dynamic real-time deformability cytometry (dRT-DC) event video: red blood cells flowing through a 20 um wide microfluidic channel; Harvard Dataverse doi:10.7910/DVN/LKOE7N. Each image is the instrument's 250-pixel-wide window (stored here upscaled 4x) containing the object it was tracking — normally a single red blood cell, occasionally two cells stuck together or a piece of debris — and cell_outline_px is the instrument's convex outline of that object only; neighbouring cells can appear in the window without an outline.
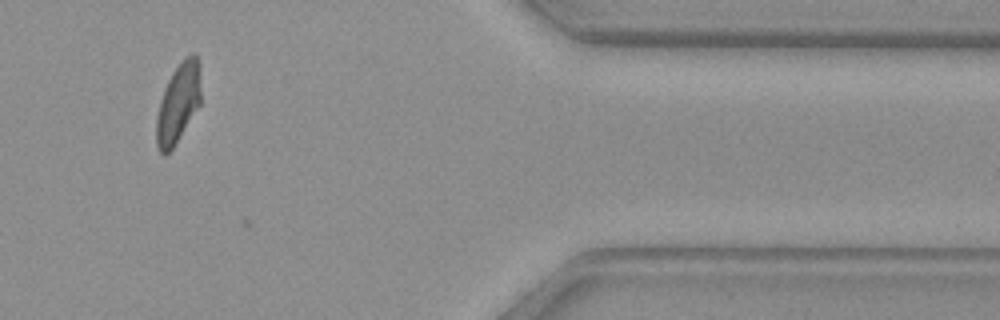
{"species": "common noctule bat (a hibernating species)", "species_latin": "Nyctalus noctula", "temperature_condition": "warm", "stored_images_in_passage": 44, "camera_frame_rate_fps": 3000, "um_per_image_px": 0.085, "animal": {"sex": "female", "body_mass_g": 29.2, "forearm_length_mm": 56.3}, "frame": {"image": 1, "passage_image": 43, "time_ms": 14.0, "image_size_px": [1000, 320], "cell_outline_px": [[200, 104], [172, 148], [164, 156], [160, 152], [156, 144], [156, 120], [160, 100], [164, 88], [172, 72], [184, 56], [192, 52], [196, 56], [200, 64]], "centroid_in_image_um": [15.14, 8.71], "position_along_channel_um": 396.3, "area_um2": 20.52}}